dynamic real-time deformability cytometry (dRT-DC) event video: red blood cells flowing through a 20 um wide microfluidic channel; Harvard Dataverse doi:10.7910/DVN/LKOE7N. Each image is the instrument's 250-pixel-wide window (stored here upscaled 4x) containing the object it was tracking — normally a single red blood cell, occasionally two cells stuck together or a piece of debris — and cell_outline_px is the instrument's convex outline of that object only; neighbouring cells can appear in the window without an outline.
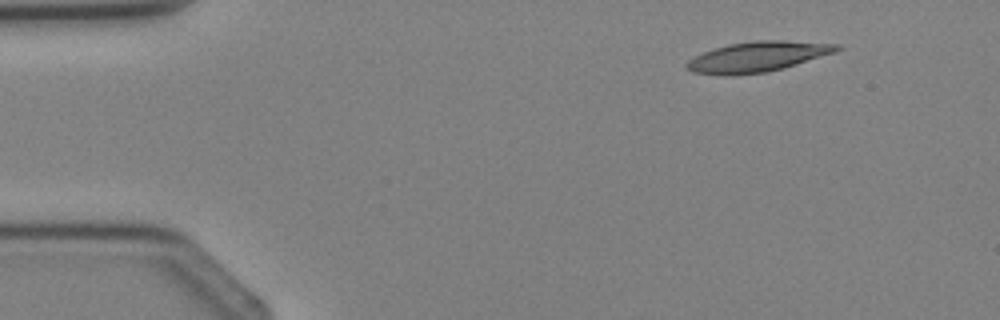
{"species": "Egyptian fruit bat (a non-hibernating species)", "species_latin": "Rousettus aegyptiacus", "temperature_condition": "cold", "stored_images_in_passage": 4, "camera_frame_rate_fps": 3000, "um_per_image_px": 0.085, "animal": {"sex": "female"}, "frame": {"image": 1, "passage_image": 1, "time_ms": 0.0, "image_size_px": [1000, 320], "cell_outline_px": [[844, 48], [836, 52], [780, 68], [764, 72], [724, 76], [692, 72], [684, 68], [684, 64], [688, 60], [704, 52], [728, 44], [756, 40], [784, 40], [840, 44]], "centroid_in_image_um": [64.37, 4.81], "position_along_channel_um": 20.6, "area_um2": 26.3}}
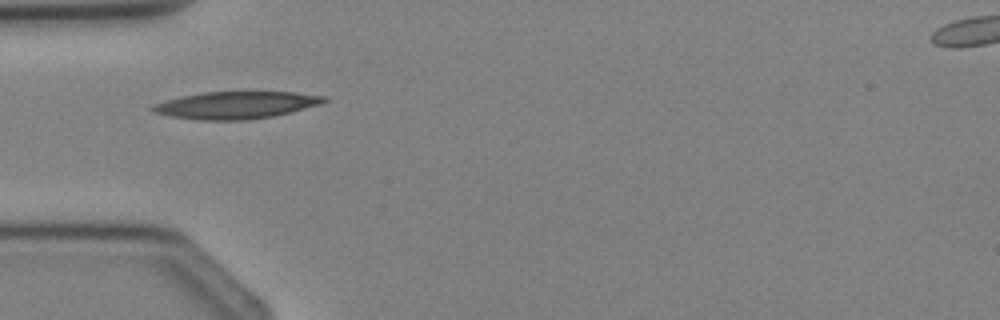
{"frame": {"image": 2, "passage_image": 3, "time_ms": 2.333, "image_size_px": [1000, 320], "cell_outline_px": [[328, 100], [320, 104], [276, 116], [248, 120], [200, 120], [172, 116], [156, 112], [148, 108], [152, 104], [164, 100], [180, 96], [204, 92], [296, 92], [328, 96]], "centroid_in_image_um": [20.08, 8.93], "position_along_channel_um": 64.9, "area_um2": 27.34}}
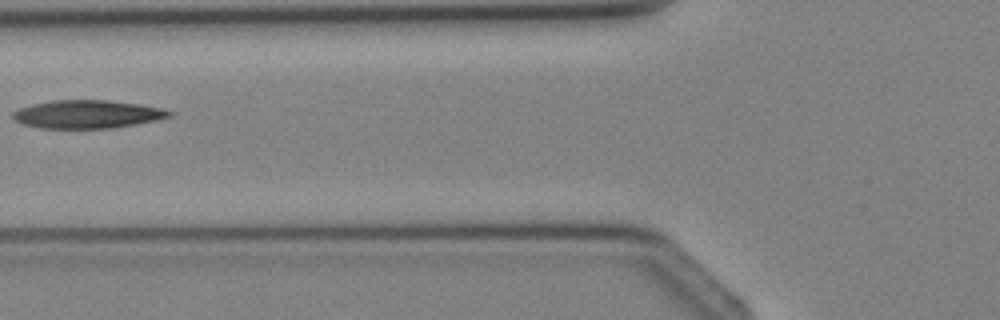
{"frame": {"image": 3, "passage_image": 4, "time_ms": 3.333, "image_size_px": [1000, 320], "cell_outline_px": [[172, 116], [156, 120], [136, 124], [112, 128], [40, 128], [24, 124], [16, 120], [12, 116], [12, 112], [20, 108], [32, 104], [52, 100], [104, 100], [140, 104], [160, 108], [172, 112]], "centroid_in_image_um": [7.41, 9.71], "position_along_channel_um": 118.4, "area_um2": 25.49}}